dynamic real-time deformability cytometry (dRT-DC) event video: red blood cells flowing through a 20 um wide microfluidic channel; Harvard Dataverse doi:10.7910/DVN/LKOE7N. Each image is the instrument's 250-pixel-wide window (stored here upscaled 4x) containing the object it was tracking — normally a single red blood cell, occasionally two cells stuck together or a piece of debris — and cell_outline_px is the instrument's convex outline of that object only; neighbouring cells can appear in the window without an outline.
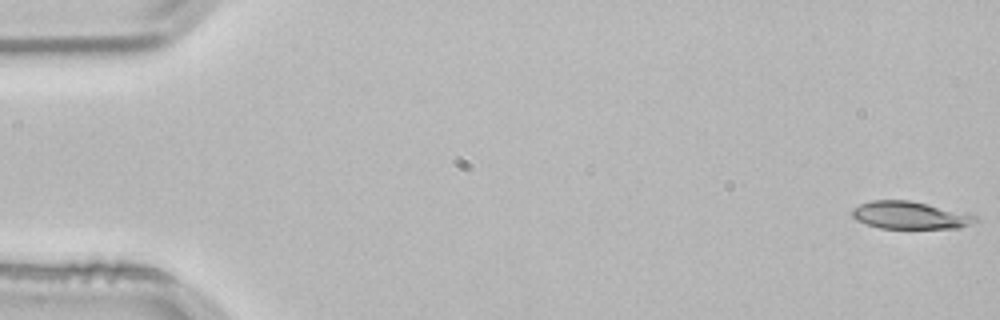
{"species": "common noctule bat (a hibernating species)", "species_latin": "Nyctalus noctula", "temperature_condition": "room temperature", "stored_images_in_passage": 54, "camera_frame_rate_fps": 3000, "um_per_image_px": 0.085, "animal": {"sex": "male", "body_mass_g": 21.5, "forearm_length_mm": 52.0}, "frame": {"image": 1, "passage_image": 1, "time_ms": 0.0, "image_size_px": [1000, 320], "cell_outline_px": [[976, 220], [960, 228], [880, 228], [868, 224], [852, 216], [852, 208], [860, 204], [872, 200], [908, 200], [972, 212], [976, 216]], "centroid_in_image_um": [77.41, 18.28], "position_along_channel_um": 7.6, "area_um2": 19.83}}
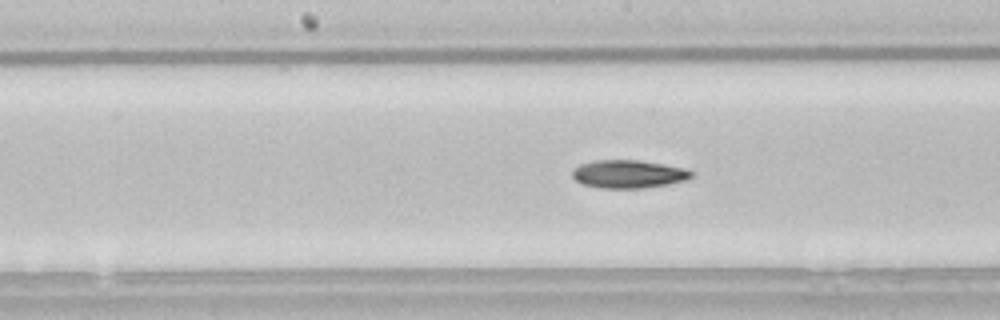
{"frame": {"image": 2, "passage_image": 27, "time_ms": 8.667, "image_size_px": [1000, 320], "cell_outline_px": [[692, 176], [684, 180], [668, 184], [640, 188], [600, 188], [584, 184], [576, 180], [572, 176], [572, 172], [580, 164], [596, 160], [636, 160], [684, 168], [692, 172]], "centroid_in_image_um": [53.39, 14.8], "position_along_channel_um": 194.8, "area_um2": 19.07}}
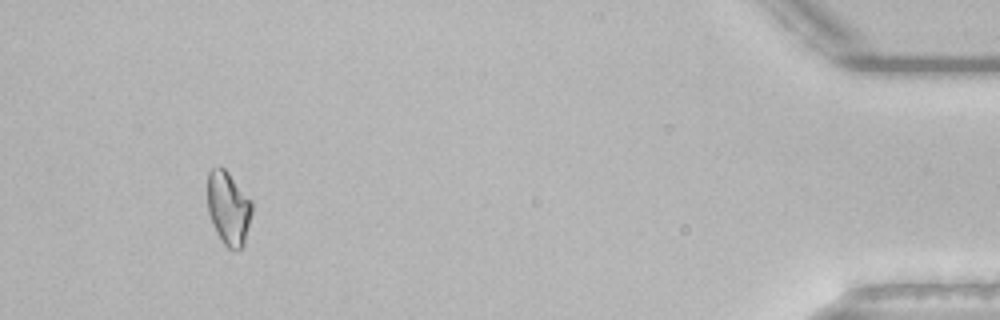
{"frame": {"image": 3, "passage_image": 50, "time_ms": 16.333, "image_size_px": [1000, 320], "cell_outline_px": [[252, 212], [244, 244], [240, 248], [228, 248], [224, 244], [216, 232], [212, 224], [208, 212], [208, 172], [212, 168], [224, 168], [228, 172], [252, 200]], "centroid_in_image_um": [19.42, 17.68], "position_along_channel_um": 415.8, "area_um2": 18.9}, "authors_computed_cell_mechanics": {"area_um2": 19.363, "velocity_mm_per_s": 3.8148, "shape_relaxation_time_tau1_ms": 6.4856, "shape_relaxation_time_tau2_ms": 7.0804, "deformation_change_tau1": 0.1579, "deformation_change_tau2": 0.1387}}